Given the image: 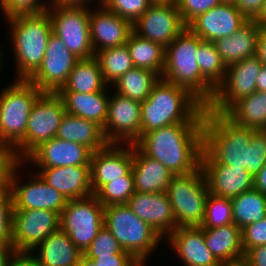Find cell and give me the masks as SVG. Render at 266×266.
<instances>
[{"label":"cell","instance_id":"f5cc1de1","mask_svg":"<svg viewBox=\"0 0 266 266\" xmlns=\"http://www.w3.org/2000/svg\"><path fill=\"white\" fill-rule=\"evenodd\" d=\"M6 266H39V264L33 252H14Z\"/></svg>","mask_w":266,"mask_h":266},{"label":"cell","instance_id":"30bf717a","mask_svg":"<svg viewBox=\"0 0 266 266\" xmlns=\"http://www.w3.org/2000/svg\"><path fill=\"white\" fill-rule=\"evenodd\" d=\"M104 225V206L95 195L68 200L60 214V229L82 252L89 247Z\"/></svg>","mask_w":266,"mask_h":266},{"label":"cell","instance_id":"9f6ffc18","mask_svg":"<svg viewBox=\"0 0 266 266\" xmlns=\"http://www.w3.org/2000/svg\"><path fill=\"white\" fill-rule=\"evenodd\" d=\"M90 0H51L52 4L54 6H73V7H87L86 3ZM99 1L98 5L102 4L103 0H97ZM86 5V6H85Z\"/></svg>","mask_w":266,"mask_h":266},{"label":"cell","instance_id":"7a4b0ae2","mask_svg":"<svg viewBox=\"0 0 266 266\" xmlns=\"http://www.w3.org/2000/svg\"><path fill=\"white\" fill-rule=\"evenodd\" d=\"M205 106L187 89L161 77L141 102V136L175 123H203Z\"/></svg>","mask_w":266,"mask_h":266},{"label":"cell","instance_id":"ba28073f","mask_svg":"<svg viewBox=\"0 0 266 266\" xmlns=\"http://www.w3.org/2000/svg\"><path fill=\"white\" fill-rule=\"evenodd\" d=\"M166 194L172 205L177 227L201 226L209 194L201 166L189 174L174 175Z\"/></svg>","mask_w":266,"mask_h":266},{"label":"cell","instance_id":"cb8c5ba5","mask_svg":"<svg viewBox=\"0 0 266 266\" xmlns=\"http://www.w3.org/2000/svg\"><path fill=\"white\" fill-rule=\"evenodd\" d=\"M168 237L186 266H220V262L205 244L201 226L177 227Z\"/></svg>","mask_w":266,"mask_h":266},{"label":"cell","instance_id":"9a60e30c","mask_svg":"<svg viewBox=\"0 0 266 266\" xmlns=\"http://www.w3.org/2000/svg\"><path fill=\"white\" fill-rule=\"evenodd\" d=\"M187 26L177 4L152 3L133 23V32L166 48Z\"/></svg>","mask_w":266,"mask_h":266},{"label":"cell","instance_id":"6125c7cd","mask_svg":"<svg viewBox=\"0 0 266 266\" xmlns=\"http://www.w3.org/2000/svg\"><path fill=\"white\" fill-rule=\"evenodd\" d=\"M78 266H97V264L92 260L82 255Z\"/></svg>","mask_w":266,"mask_h":266},{"label":"cell","instance_id":"7402d4cb","mask_svg":"<svg viewBox=\"0 0 266 266\" xmlns=\"http://www.w3.org/2000/svg\"><path fill=\"white\" fill-rule=\"evenodd\" d=\"M89 25L92 48L96 54L106 48L125 45L133 32V24L102 4L100 10H90Z\"/></svg>","mask_w":266,"mask_h":266},{"label":"cell","instance_id":"4fadbf2b","mask_svg":"<svg viewBox=\"0 0 266 266\" xmlns=\"http://www.w3.org/2000/svg\"><path fill=\"white\" fill-rule=\"evenodd\" d=\"M60 229V214L48 209L13 210L14 252H32L47 236Z\"/></svg>","mask_w":266,"mask_h":266},{"label":"cell","instance_id":"91938a15","mask_svg":"<svg viewBox=\"0 0 266 266\" xmlns=\"http://www.w3.org/2000/svg\"><path fill=\"white\" fill-rule=\"evenodd\" d=\"M254 21L261 27L264 28L266 26V0L263 3V6L254 19Z\"/></svg>","mask_w":266,"mask_h":266},{"label":"cell","instance_id":"5bb4252c","mask_svg":"<svg viewBox=\"0 0 266 266\" xmlns=\"http://www.w3.org/2000/svg\"><path fill=\"white\" fill-rule=\"evenodd\" d=\"M78 60L79 58L71 53L63 41L52 33L42 63L28 81L42 92L57 93L67 82Z\"/></svg>","mask_w":266,"mask_h":266},{"label":"cell","instance_id":"1f68e13d","mask_svg":"<svg viewBox=\"0 0 266 266\" xmlns=\"http://www.w3.org/2000/svg\"><path fill=\"white\" fill-rule=\"evenodd\" d=\"M105 82L97 58L79 59L70 72L67 82L58 92L93 93L106 91Z\"/></svg>","mask_w":266,"mask_h":266},{"label":"cell","instance_id":"94428289","mask_svg":"<svg viewBox=\"0 0 266 266\" xmlns=\"http://www.w3.org/2000/svg\"><path fill=\"white\" fill-rule=\"evenodd\" d=\"M220 266H249V265L247 261L244 258H242L236 261L220 263Z\"/></svg>","mask_w":266,"mask_h":266},{"label":"cell","instance_id":"6da1fadb","mask_svg":"<svg viewBox=\"0 0 266 266\" xmlns=\"http://www.w3.org/2000/svg\"><path fill=\"white\" fill-rule=\"evenodd\" d=\"M135 145L174 175H185L201 166L203 123H175L144 133Z\"/></svg>","mask_w":266,"mask_h":266},{"label":"cell","instance_id":"ffe728a7","mask_svg":"<svg viewBox=\"0 0 266 266\" xmlns=\"http://www.w3.org/2000/svg\"><path fill=\"white\" fill-rule=\"evenodd\" d=\"M92 153L82 144L54 137L42 142L24 160H32L39 168L90 165Z\"/></svg>","mask_w":266,"mask_h":266},{"label":"cell","instance_id":"4dcf8cb0","mask_svg":"<svg viewBox=\"0 0 266 266\" xmlns=\"http://www.w3.org/2000/svg\"><path fill=\"white\" fill-rule=\"evenodd\" d=\"M205 244L220 262L244 258L241 229L234 223L215 228H202Z\"/></svg>","mask_w":266,"mask_h":266},{"label":"cell","instance_id":"f546056e","mask_svg":"<svg viewBox=\"0 0 266 266\" xmlns=\"http://www.w3.org/2000/svg\"><path fill=\"white\" fill-rule=\"evenodd\" d=\"M55 137L82 144L92 152L103 149L109 144L100 125L67 113L63 116Z\"/></svg>","mask_w":266,"mask_h":266},{"label":"cell","instance_id":"8d00e7d4","mask_svg":"<svg viewBox=\"0 0 266 266\" xmlns=\"http://www.w3.org/2000/svg\"><path fill=\"white\" fill-rule=\"evenodd\" d=\"M95 57L99 61L103 78L108 85L135 67L127 44L98 51Z\"/></svg>","mask_w":266,"mask_h":266},{"label":"cell","instance_id":"f6af8a7d","mask_svg":"<svg viewBox=\"0 0 266 266\" xmlns=\"http://www.w3.org/2000/svg\"><path fill=\"white\" fill-rule=\"evenodd\" d=\"M0 7L5 20L17 15L42 13L49 8L40 0H0Z\"/></svg>","mask_w":266,"mask_h":266},{"label":"cell","instance_id":"681fc988","mask_svg":"<svg viewBox=\"0 0 266 266\" xmlns=\"http://www.w3.org/2000/svg\"><path fill=\"white\" fill-rule=\"evenodd\" d=\"M92 259L97 266H144L131 254H110L99 257H87Z\"/></svg>","mask_w":266,"mask_h":266},{"label":"cell","instance_id":"d6986e66","mask_svg":"<svg viewBox=\"0 0 266 266\" xmlns=\"http://www.w3.org/2000/svg\"><path fill=\"white\" fill-rule=\"evenodd\" d=\"M126 205L162 237H168L177 228L172 205L166 192L136 191Z\"/></svg>","mask_w":266,"mask_h":266},{"label":"cell","instance_id":"e0dca14e","mask_svg":"<svg viewBox=\"0 0 266 266\" xmlns=\"http://www.w3.org/2000/svg\"><path fill=\"white\" fill-rule=\"evenodd\" d=\"M21 165L22 161H18L12 168L9 177L13 210L48 209L61 214L68 200L59 191L49 186L39 174L30 176V181L23 185L20 184L16 173Z\"/></svg>","mask_w":266,"mask_h":266},{"label":"cell","instance_id":"bcb514c9","mask_svg":"<svg viewBox=\"0 0 266 266\" xmlns=\"http://www.w3.org/2000/svg\"><path fill=\"white\" fill-rule=\"evenodd\" d=\"M221 0H178L177 7L186 26L196 17L221 4Z\"/></svg>","mask_w":266,"mask_h":266},{"label":"cell","instance_id":"8fae6325","mask_svg":"<svg viewBox=\"0 0 266 266\" xmlns=\"http://www.w3.org/2000/svg\"><path fill=\"white\" fill-rule=\"evenodd\" d=\"M88 8L52 5L46 10L50 17L52 33L58 36L79 59L95 56L91 42Z\"/></svg>","mask_w":266,"mask_h":266},{"label":"cell","instance_id":"ab89813d","mask_svg":"<svg viewBox=\"0 0 266 266\" xmlns=\"http://www.w3.org/2000/svg\"><path fill=\"white\" fill-rule=\"evenodd\" d=\"M233 223L232 203L229 198L209 193L202 228H215Z\"/></svg>","mask_w":266,"mask_h":266},{"label":"cell","instance_id":"836d02e7","mask_svg":"<svg viewBox=\"0 0 266 266\" xmlns=\"http://www.w3.org/2000/svg\"><path fill=\"white\" fill-rule=\"evenodd\" d=\"M136 68L147 69L160 77L164 71L165 48L132 32L126 43Z\"/></svg>","mask_w":266,"mask_h":266},{"label":"cell","instance_id":"3957f363","mask_svg":"<svg viewBox=\"0 0 266 266\" xmlns=\"http://www.w3.org/2000/svg\"><path fill=\"white\" fill-rule=\"evenodd\" d=\"M255 131L237 125L224 113L205 108L201 164H222L248 171V145Z\"/></svg>","mask_w":266,"mask_h":266},{"label":"cell","instance_id":"ac0fdd59","mask_svg":"<svg viewBox=\"0 0 266 266\" xmlns=\"http://www.w3.org/2000/svg\"><path fill=\"white\" fill-rule=\"evenodd\" d=\"M128 146H130L128 148ZM108 144L92 153L90 163L91 188L95 195L105 184L123 179L132 170L133 145Z\"/></svg>","mask_w":266,"mask_h":266},{"label":"cell","instance_id":"7dc6e473","mask_svg":"<svg viewBox=\"0 0 266 266\" xmlns=\"http://www.w3.org/2000/svg\"><path fill=\"white\" fill-rule=\"evenodd\" d=\"M244 254L251 248L266 245V217L241 229Z\"/></svg>","mask_w":266,"mask_h":266},{"label":"cell","instance_id":"b9f144b4","mask_svg":"<svg viewBox=\"0 0 266 266\" xmlns=\"http://www.w3.org/2000/svg\"><path fill=\"white\" fill-rule=\"evenodd\" d=\"M150 0H103L102 5L132 24L149 8Z\"/></svg>","mask_w":266,"mask_h":266},{"label":"cell","instance_id":"e575fe53","mask_svg":"<svg viewBox=\"0 0 266 266\" xmlns=\"http://www.w3.org/2000/svg\"><path fill=\"white\" fill-rule=\"evenodd\" d=\"M160 76L150 70L132 68L119 77L112 85L115 93L132 100L145 101Z\"/></svg>","mask_w":266,"mask_h":266},{"label":"cell","instance_id":"277c9868","mask_svg":"<svg viewBox=\"0 0 266 266\" xmlns=\"http://www.w3.org/2000/svg\"><path fill=\"white\" fill-rule=\"evenodd\" d=\"M203 40L188 27L166 48L162 79L187 89L205 107L213 99L215 89L202 77L196 53Z\"/></svg>","mask_w":266,"mask_h":266},{"label":"cell","instance_id":"2e32d148","mask_svg":"<svg viewBox=\"0 0 266 266\" xmlns=\"http://www.w3.org/2000/svg\"><path fill=\"white\" fill-rule=\"evenodd\" d=\"M141 103L114 93L103 133L109 144H135L141 137Z\"/></svg>","mask_w":266,"mask_h":266},{"label":"cell","instance_id":"d4e9b609","mask_svg":"<svg viewBox=\"0 0 266 266\" xmlns=\"http://www.w3.org/2000/svg\"><path fill=\"white\" fill-rule=\"evenodd\" d=\"M209 193L229 199L254 188V177L244 168L201 164Z\"/></svg>","mask_w":266,"mask_h":266},{"label":"cell","instance_id":"d590c367","mask_svg":"<svg viewBox=\"0 0 266 266\" xmlns=\"http://www.w3.org/2000/svg\"><path fill=\"white\" fill-rule=\"evenodd\" d=\"M230 200L233 223L240 229L266 217V195L255 188Z\"/></svg>","mask_w":266,"mask_h":266},{"label":"cell","instance_id":"816d5d0a","mask_svg":"<svg viewBox=\"0 0 266 266\" xmlns=\"http://www.w3.org/2000/svg\"><path fill=\"white\" fill-rule=\"evenodd\" d=\"M244 259L249 266H266V245L249 249Z\"/></svg>","mask_w":266,"mask_h":266},{"label":"cell","instance_id":"44dd1931","mask_svg":"<svg viewBox=\"0 0 266 266\" xmlns=\"http://www.w3.org/2000/svg\"><path fill=\"white\" fill-rule=\"evenodd\" d=\"M248 20L234 4L221 3L200 14L187 27L204 41L232 35Z\"/></svg>","mask_w":266,"mask_h":266},{"label":"cell","instance_id":"9c48e42d","mask_svg":"<svg viewBox=\"0 0 266 266\" xmlns=\"http://www.w3.org/2000/svg\"><path fill=\"white\" fill-rule=\"evenodd\" d=\"M65 114L63 99L57 93L43 92L32 106L23 142L13 151L16 159L23 162L42 142L54 138Z\"/></svg>","mask_w":266,"mask_h":266},{"label":"cell","instance_id":"8992f818","mask_svg":"<svg viewBox=\"0 0 266 266\" xmlns=\"http://www.w3.org/2000/svg\"><path fill=\"white\" fill-rule=\"evenodd\" d=\"M104 225L118 240L121 248L143 265L163 238L126 204L104 207Z\"/></svg>","mask_w":266,"mask_h":266},{"label":"cell","instance_id":"e7e4bbea","mask_svg":"<svg viewBox=\"0 0 266 266\" xmlns=\"http://www.w3.org/2000/svg\"><path fill=\"white\" fill-rule=\"evenodd\" d=\"M222 3H231L234 4L236 0H221Z\"/></svg>","mask_w":266,"mask_h":266},{"label":"cell","instance_id":"db71d44e","mask_svg":"<svg viewBox=\"0 0 266 266\" xmlns=\"http://www.w3.org/2000/svg\"><path fill=\"white\" fill-rule=\"evenodd\" d=\"M256 56L260 63L266 66V30L264 28H261L259 32Z\"/></svg>","mask_w":266,"mask_h":266},{"label":"cell","instance_id":"7c38bea8","mask_svg":"<svg viewBox=\"0 0 266 266\" xmlns=\"http://www.w3.org/2000/svg\"><path fill=\"white\" fill-rule=\"evenodd\" d=\"M256 55L227 66L222 83L216 88L213 99L205 107L225 113L239 99L256 91V78L262 69Z\"/></svg>","mask_w":266,"mask_h":266},{"label":"cell","instance_id":"484cf974","mask_svg":"<svg viewBox=\"0 0 266 266\" xmlns=\"http://www.w3.org/2000/svg\"><path fill=\"white\" fill-rule=\"evenodd\" d=\"M132 174L135 190L144 193L166 192L174 174L159 161L145 155L133 144Z\"/></svg>","mask_w":266,"mask_h":266},{"label":"cell","instance_id":"ee69618b","mask_svg":"<svg viewBox=\"0 0 266 266\" xmlns=\"http://www.w3.org/2000/svg\"><path fill=\"white\" fill-rule=\"evenodd\" d=\"M266 165V130H258L252 134L248 145V172L255 177Z\"/></svg>","mask_w":266,"mask_h":266},{"label":"cell","instance_id":"4316f807","mask_svg":"<svg viewBox=\"0 0 266 266\" xmlns=\"http://www.w3.org/2000/svg\"><path fill=\"white\" fill-rule=\"evenodd\" d=\"M260 30L261 27L254 20H248L232 35L213 42L226 67L256 55Z\"/></svg>","mask_w":266,"mask_h":266},{"label":"cell","instance_id":"be15d7a7","mask_svg":"<svg viewBox=\"0 0 266 266\" xmlns=\"http://www.w3.org/2000/svg\"><path fill=\"white\" fill-rule=\"evenodd\" d=\"M152 3H172L176 4L178 0H150Z\"/></svg>","mask_w":266,"mask_h":266},{"label":"cell","instance_id":"680465c9","mask_svg":"<svg viewBox=\"0 0 266 266\" xmlns=\"http://www.w3.org/2000/svg\"><path fill=\"white\" fill-rule=\"evenodd\" d=\"M256 91L266 92V66H262L256 78Z\"/></svg>","mask_w":266,"mask_h":266},{"label":"cell","instance_id":"f1b7e54d","mask_svg":"<svg viewBox=\"0 0 266 266\" xmlns=\"http://www.w3.org/2000/svg\"><path fill=\"white\" fill-rule=\"evenodd\" d=\"M107 91L93 93L57 92L67 114L93 121L104 128L108 114Z\"/></svg>","mask_w":266,"mask_h":266},{"label":"cell","instance_id":"74e56055","mask_svg":"<svg viewBox=\"0 0 266 266\" xmlns=\"http://www.w3.org/2000/svg\"><path fill=\"white\" fill-rule=\"evenodd\" d=\"M196 60L202 77L216 90L225 77L227 67L215 44L203 40L198 46Z\"/></svg>","mask_w":266,"mask_h":266},{"label":"cell","instance_id":"c3c4849f","mask_svg":"<svg viewBox=\"0 0 266 266\" xmlns=\"http://www.w3.org/2000/svg\"><path fill=\"white\" fill-rule=\"evenodd\" d=\"M17 162L13 150L9 146L0 143V187L9 185L11 170Z\"/></svg>","mask_w":266,"mask_h":266},{"label":"cell","instance_id":"60d3db41","mask_svg":"<svg viewBox=\"0 0 266 266\" xmlns=\"http://www.w3.org/2000/svg\"><path fill=\"white\" fill-rule=\"evenodd\" d=\"M110 254L130 253L121 248L118 240L113 236L110 230L103 225L89 247L84 251L83 255L86 257H99Z\"/></svg>","mask_w":266,"mask_h":266},{"label":"cell","instance_id":"11a10c76","mask_svg":"<svg viewBox=\"0 0 266 266\" xmlns=\"http://www.w3.org/2000/svg\"><path fill=\"white\" fill-rule=\"evenodd\" d=\"M254 188L266 195V165L254 177Z\"/></svg>","mask_w":266,"mask_h":266},{"label":"cell","instance_id":"f907efd6","mask_svg":"<svg viewBox=\"0 0 266 266\" xmlns=\"http://www.w3.org/2000/svg\"><path fill=\"white\" fill-rule=\"evenodd\" d=\"M265 0H236L234 5L247 19L254 20L260 12Z\"/></svg>","mask_w":266,"mask_h":266},{"label":"cell","instance_id":"d6a6232c","mask_svg":"<svg viewBox=\"0 0 266 266\" xmlns=\"http://www.w3.org/2000/svg\"><path fill=\"white\" fill-rule=\"evenodd\" d=\"M224 114L237 125L266 130V92L255 91L239 99Z\"/></svg>","mask_w":266,"mask_h":266},{"label":"cell","instance_id":"603a6c76","mask_svg":"<svg viewBox=\"0 0 266 266\" xmlns=\"http://www.w3.org/2000/svg\"><path fill=\"white\" fill-rule=\"evenodd\" d=\"M40 177L67 200L82 199L93 195L90 165L39 168Z\"/></svg>","mask_w":266,"mask_h":266},{"label":"cell","instance_id":"6f0895ef","mask_svg":"<svg viewBox=\"0 0 266 266\" xmlns=\"http://www.w3.org/2000/svg\"><path fill=\"white\" fill-rule=\"evenodd\" d=\"M14 253L13 244L0 243V266H6L11 255Z\"/></svg>","mask_w":266,"mask_h":266},{"label":"cell","instance_id":"52a82bcc","mask_svg":"<svg viewBox=\"0 0 266 266\" xmlns=\"http://www.w3.org/2000/svg\"><path fill=\"white\" fill-rule=\"evenodd\" d=\"M16 80L0 94V143L13 151L23 142L32 106L43 93L28 80Z\"/></svg>","mask_w":266,"mask_h":266},{"label":"cell","instance_id":"7bdbcfd3","mask_svg":"<svg viewBox=\"0 0 266 266\" xmlns=\"http://www.w3.org/2000/svg\"><path fill=\"white\" fill-rule=\"evenodd\" d=\"M13 197L10 185L0 187V243L12 244Z\"/></svg>","mask_w":266,"mask_h":266},{"label":"cell","instance_id":"83f0119b","mask_svg":"<svg viewBox=\"0 0 266 266\" xmlns=\"http://www.w3.org/2000/svg\"><path fill=\"white\" fill-rule=\"evenodd\" d=\"M36 248L39 254L34 257L39 266H78L83 255L61 229L47 236L33 250Z\"/></svg>","mask_w":266,"mask_h":266},{"label":"cell","instance_id":"f35d334b","mask_svg":"<svg viewBox=\"0 0 266 266\" xmlns=\"http://www.w3.org/2000/svg\"><path fill=\"white\" fill-rule=\"evenodd\" d=\"M136 192L132 170L123 179H116L105 184L96 194L104 206L127 204Z\"/></svg>","mask_w":266,"mask_h":266},{"label":"cell","instance_id":"03108f58","mask_svg":"<svg viewBox=\"0 0 266 266\" xmlns=\"http://www.w3.org/2000/svg\"><path fill=\"white\" fill-rule=\"evenodd\" d=\"M0 50H1V49H0ZM1 56H2V53H1V51H0V69H1V64H2V61H3V60H2L3 58H2Z\"/></svg>","mask_w":266,"mask_h":266},{"label":"cell","instance_id":"5b68a950","mask_svg":"<svg viewBox=\"0 0 266 266\" xmlns=\"http://www.w3.org/2000/svg\"><path fill=\"white\" fill-rule=\"evenodd\" d=\"M10 24L18 80H28L39 68L52 34L48 13L17 15L7 20Z\"/></svg>","mask_w":266,"mask_h":266}]
</instances>
